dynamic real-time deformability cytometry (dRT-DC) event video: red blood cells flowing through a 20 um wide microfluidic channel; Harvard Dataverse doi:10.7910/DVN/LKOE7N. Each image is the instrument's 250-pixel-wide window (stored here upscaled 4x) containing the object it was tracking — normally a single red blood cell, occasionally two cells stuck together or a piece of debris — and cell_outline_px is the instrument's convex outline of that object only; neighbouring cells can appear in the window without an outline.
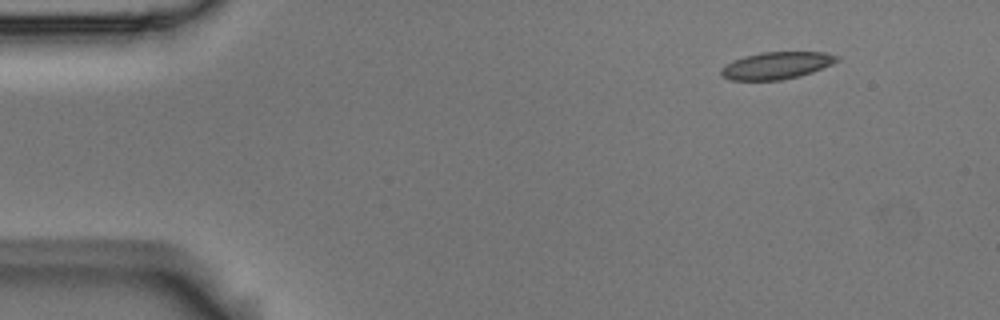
{"species": "Egyptian fruit bat (a non-hibernating species)", "species_latin": "Rousettus aegyptiacus", "temperature_condition": "room temperature", "stored_images_in_passage": 5, "segment_of_instrument_passage": [2, 2], "camera_frame_rate_fps": 3000, "um_per_image_px": 0.085, "animal": {"sex": "male"}, "frame": {"image": 1, "passage_image": 5, "time_ms": 1.333, "image_size_px": [1000, 320], "cell_outline_px": [[840, 60], [832, 64], [812, 72], [800, 76], [780, 80], [732, 80], [724, 76], [720, 72], [720, 68], [744, 56], [760, 52], [824, 52], [840, 56]], "centroid_in_image_um": [66.05, 5.56], "position_along_channel_um": 18.9, "area_um2": 18.21}}